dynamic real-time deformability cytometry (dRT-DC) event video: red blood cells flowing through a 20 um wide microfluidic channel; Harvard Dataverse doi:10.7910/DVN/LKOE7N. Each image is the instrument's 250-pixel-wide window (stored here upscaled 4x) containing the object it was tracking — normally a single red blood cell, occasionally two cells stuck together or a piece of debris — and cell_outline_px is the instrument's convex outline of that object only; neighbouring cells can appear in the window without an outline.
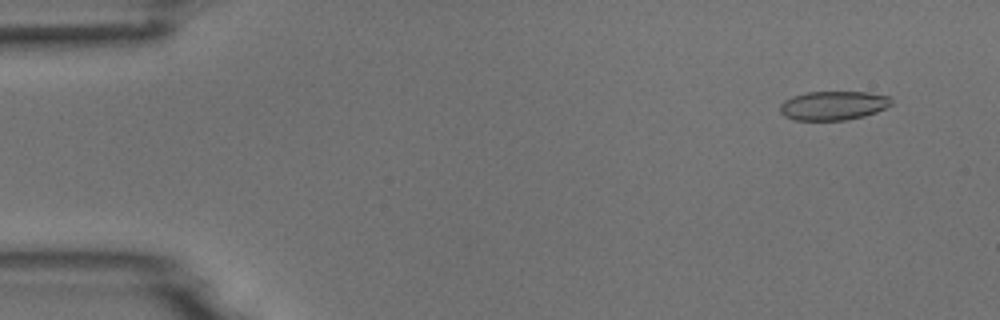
{"species": "common noctule bat (a hibernating species)", "species_latin": "Nyctalus noctula", "temperature_condition": "room temperature", "stored_images_in_passage": 4, "camera_frame_rate_fps": 3000, "um_per_image_px": 0.085, "animal": {"sex": "male", "body_mass_g": 18.8}, "frame": {"image": 1, "passage_image": 1, "time_ms": 0.0, "image_size_px": [1000, 320], "cell_outline_px": [[892, 104], [876, 112], [864, 116], [844, 120], [796, 120], [784, 116], [780, 112], [780, 104], [784, 100], [792, 96], [808, 92], [868, 92], [888, 96], [892, 100]], "centroid_in_image_um": [70.81, 8.97], "position_along_channel_um": 14.2, "area_um2": 18.79}}